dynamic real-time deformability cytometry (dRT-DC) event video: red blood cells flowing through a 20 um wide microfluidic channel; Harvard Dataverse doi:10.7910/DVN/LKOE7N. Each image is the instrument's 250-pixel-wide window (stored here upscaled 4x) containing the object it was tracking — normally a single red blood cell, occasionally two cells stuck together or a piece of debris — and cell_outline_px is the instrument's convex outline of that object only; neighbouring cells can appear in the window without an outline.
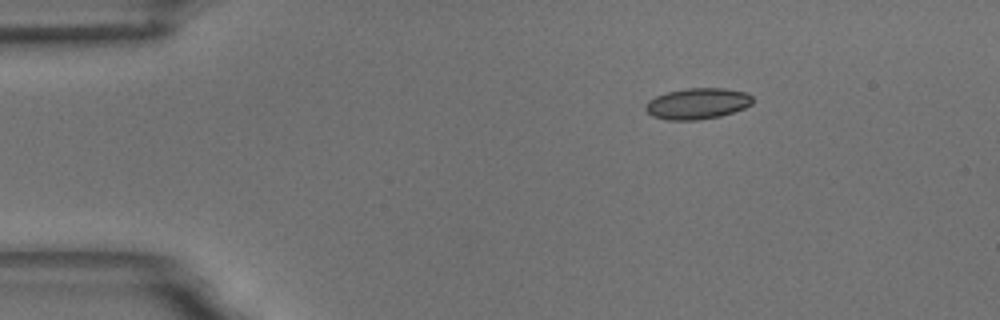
{"species": "common noctule bat (a hibernating species)", "species_latin": "Nyctalus noctula", "temperature_condition": "room temperature", "stored_images_in_passage": 50, "camera_frame_rate_fps": 3000, "um_per_image_px": 0.085, "animal": {"sex": "male", "body_mass_g": 18.8}, "frame": {"image": 1, "passage_image": 1, "time_ms": 0.0, "image_size_px": [1000, 320], "cell_outline_px": [[752, 104], [744, 108], [720, 116], [696, 120], [668, 120], [652, 116], [644, 108], [644, 104], [648, 100], [656, 96], [668, 92], [688, 88], [724, 88], [748, 92], [752, 96]], "centroid_in_image_um": [59.28, 8.8], "position_along_channel_um": 25.7, "area_um2": 19.42}}
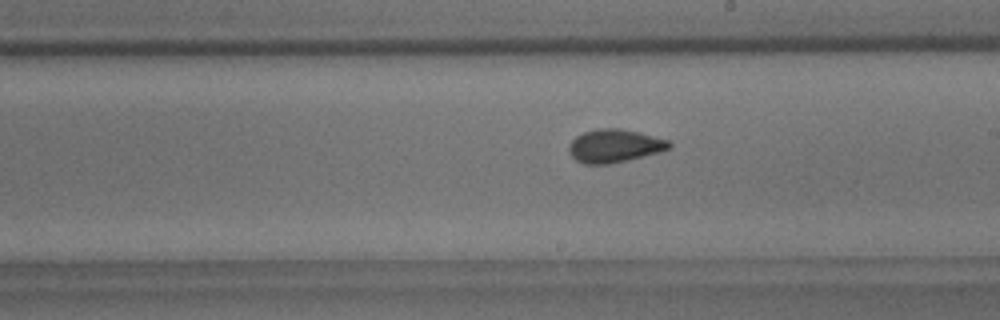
{"frame": {"image": 2, "passage_image": 25, "time_ms": 8.0, "image_size_px": [1000, 320], "cell_outline_px": [[672, 148], [660, 152], [628, 160], [608, 164], [584, 164], [576, 160], [572, 156], [568, 148], [568, 144], [576, 136], [584, 132], [596, 128], [620, 128], [668, 140], [672, 144]], "centroid_in_image_um": [52.22, 12.4], "position_along_channel_um": 236.8, "area_um2": 19.36}}
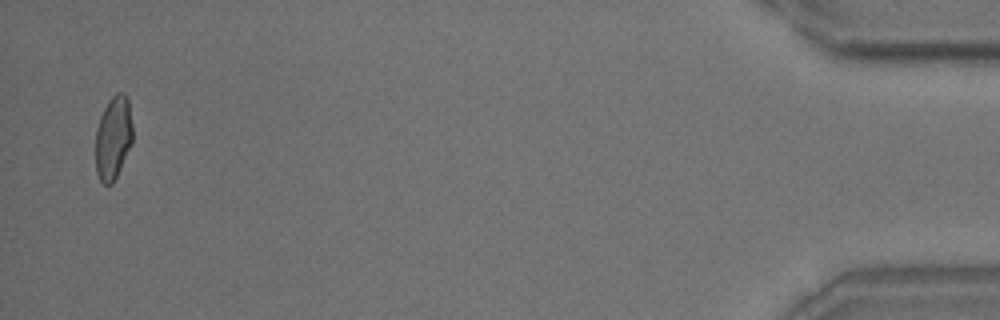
{"frame": {"image": 3, "passage_image": 49, "time_ms": 16.0, "image_size_px": [1000, 320], "cell_outline_px": [[132, 144], [112, 184], [104, 184], [100, 180], [96, 172], [96, 128], [100, 116], [108, 100], [116, 92], [124, 92], [128, 96], [132, 124]], "centroid_in_image_um": [9.63, 11.66], "position_along_channel_um": 425.6, "area_um2": 18.15}, "authors_computed_cell_mechanics": {"area_um2": 18.8717, "velocity_mm_per_s": 3.4371, "shape_relaxation_time_tau1_ms": 6.9401, "shape_relaxation_time_tau2_ms": 1.0615, "deformation_change_tau1": 0.1438, "deformation_change_tau2": 0.0572}}